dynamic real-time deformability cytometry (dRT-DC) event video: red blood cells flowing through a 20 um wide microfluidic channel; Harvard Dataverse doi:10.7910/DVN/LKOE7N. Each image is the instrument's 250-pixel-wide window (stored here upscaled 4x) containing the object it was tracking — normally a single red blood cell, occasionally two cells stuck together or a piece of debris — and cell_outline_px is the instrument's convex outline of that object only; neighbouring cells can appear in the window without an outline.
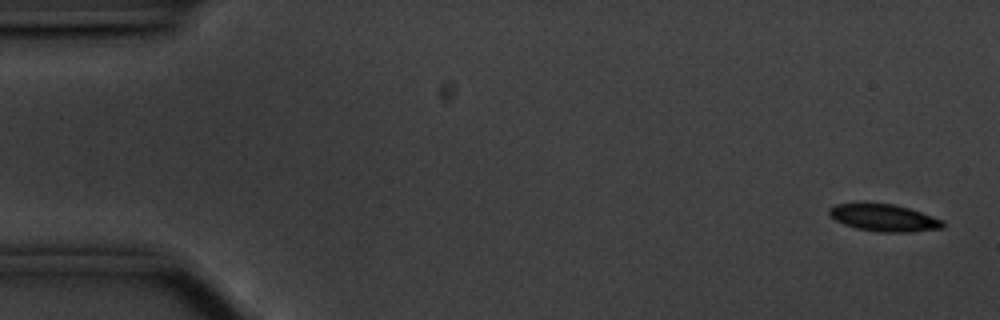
{"species": "common noctule bat (a hibernating species)", "species_latin": "Nyctalus noctula", "temperature_condition": "cold", "stored_images_in_passage": 10, "camera_frame_rate_fps": 3000, "um_per_image_px": 0.085, "animal": {"sex": "male", "body_mass_g": 20.1, "forearm_length_mm": 53.5}, "frame": {"image": 1, "passage_image": 2, "time_ms": 0.333, "image_size_px": [1000, 320], "cell_outline_px": [[944, 228], [912, 232], [876, 232], [856, 228], [844, 224], [836, 220], [828, 212], [828, 208], [836, 204], [892, 204], [908, 208], [944, 220]], "centroid_in_image_um": [75.17, 18.53], "position_along_channel_um": 9.8, "area_um2": 17.74}}